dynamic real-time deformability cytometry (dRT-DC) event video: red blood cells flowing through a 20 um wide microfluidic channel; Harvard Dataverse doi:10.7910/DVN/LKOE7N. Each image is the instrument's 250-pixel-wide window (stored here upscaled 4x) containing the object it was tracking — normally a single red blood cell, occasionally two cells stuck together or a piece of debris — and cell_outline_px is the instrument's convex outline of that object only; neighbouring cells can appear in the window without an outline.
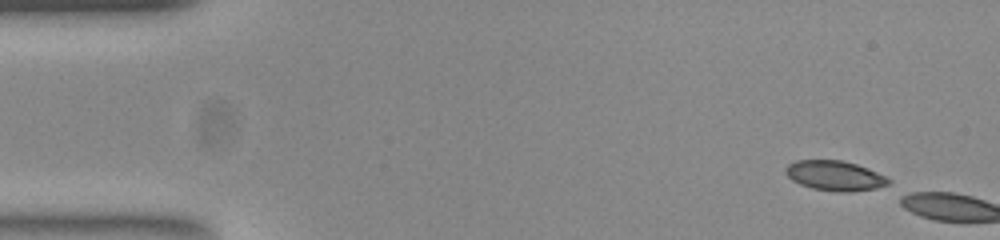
{"species": "common noctule bat (a hibernating species)", "species_latin": "Nyctalus noctula", "temperature_condition": "room temperature", "stored_images_in_passage": 8, "camera_frame_rate_fps": 3000, "um_per_image_px": 0.085, "animal": {"sex": "female", "body_mass_g": 23.0, "forearm_length_mm": 53.4}, "frame": {"image": 1, "passage_image": 1, "time_ms": 0.0, "image_size_px": [1000, 240], "cell_outline_px": [[892, 188], [848, 192], [840, 192], [812, 188], [800, 184], [792, 180], [784, 172], [784, 168], [788, 164], [796, 160], [840, 160], [856, 164], [868, 168], [888, 176], [892, 180]], "centroid_in_image_um": [71.09, 14.96], "position_along_channel_um": 13.9, "area_um2": 18.61}}